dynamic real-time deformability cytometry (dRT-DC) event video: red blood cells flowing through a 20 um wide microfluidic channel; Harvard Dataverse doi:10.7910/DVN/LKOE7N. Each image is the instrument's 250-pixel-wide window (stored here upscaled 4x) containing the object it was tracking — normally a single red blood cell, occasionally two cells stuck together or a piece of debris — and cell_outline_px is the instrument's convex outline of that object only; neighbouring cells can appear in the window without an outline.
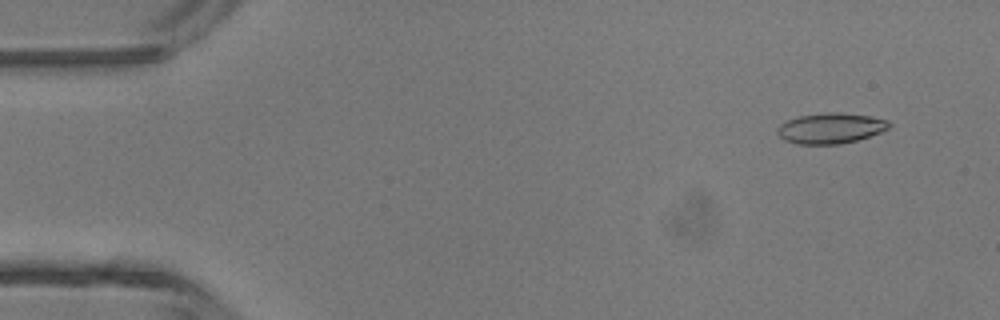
{"species": "common noctule bat (a hibernating species)", "species_latin": "Nyctalus noctula", "temperature_condition": "room temperature", "stored_images_in_passage": 6, "camera_frame_rate_fps": 3000, "um_per_image_px": 0.085, "animal": {"sex": "male", "body_mass_g": 13.3}, "frame": {"image": 1, "passage_image": 2, "time_ms": 0.333, "image_size_px": [1000, 320], "cell_outline_px": [[892, 124], [888, 128], [880, 132], [856, 140], [840, 144], [796, 144], [784, 140], [776, 132], [776, 128], [780, 124], [788, 120], [800, 116], [824, 112], [840, 112], [872, 116], [888, 120]], "centroid_in_image_um": [70.59, 10.89], "position_along_channel_um": 14.4, "area_um2": 19.94}}
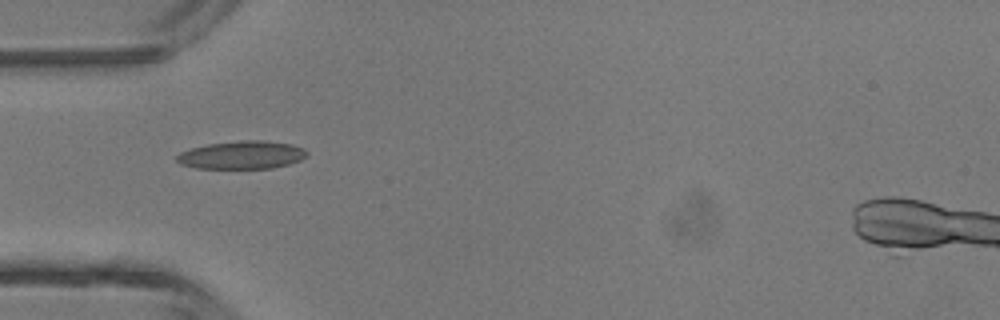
{"frame": {"image": 2, "passage_image": 5, "time_ms": 1.333, "image_size_px": [1000, 320], "cell_outline_px": [[308, 156], [300, 160], [288, 164], [272, 168], [196, 168], [180, 164], [176, 160], [176, 156], [180, 152], [192, 148], [208, 144], [240, 140], [264, 140], [292, 144], [304, 148], [308, 152]], "centroid_in_image_um": [20.58, 13.16], "position_along_channel_um": 64.4, "area_um2": 21.33}}
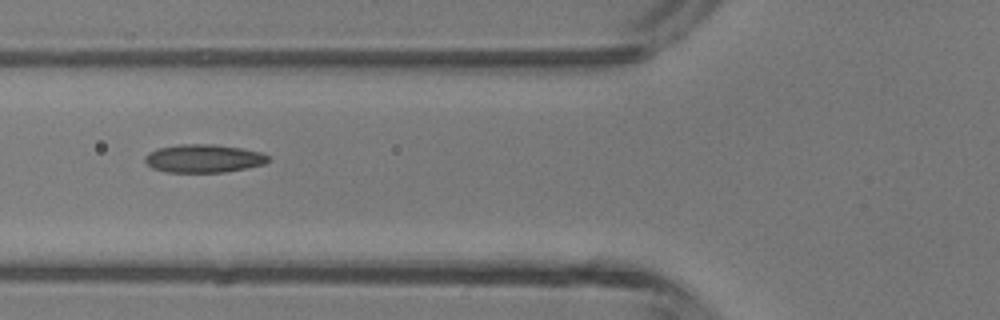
{"frame": {"image": 3, "passage_image": 6, "time_ms": 1.667, "image_size_px": [1000, 320], "cell_outline_px": [[272, 160], [264, 164], [224, 172], [168, 172], [152, 168], [144, 160], [144, 156], [148, 152], [160, 148], [180, 144], [216, 144], [240, 148], [260, 152], [268, 156]], "centroid_in_image_um": [17.3, 13.46], "position_along_channel_um": 108.5, "area_um2": 20.17}}